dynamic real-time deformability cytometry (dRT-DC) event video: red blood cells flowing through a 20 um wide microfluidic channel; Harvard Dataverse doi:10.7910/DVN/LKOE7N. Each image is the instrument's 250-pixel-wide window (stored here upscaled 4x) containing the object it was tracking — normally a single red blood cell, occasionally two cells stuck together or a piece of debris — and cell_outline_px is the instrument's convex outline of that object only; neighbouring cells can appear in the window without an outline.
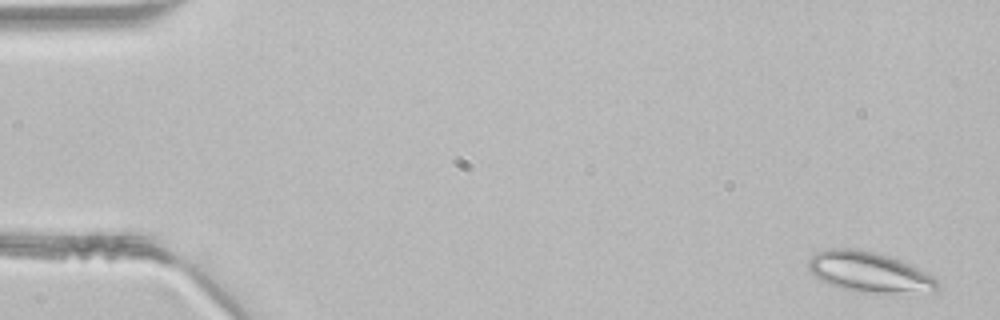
{"species": "common noctule bat (a hibernating species)", "species_latin": "Nyctalus noctula", "temperature_condition": "room temperature", "stored_images_in_passage": 13, "camera_frame_rate_fps": 3000, "um_per_image_px": 0.085, "animal": {"sex": "male", "body_mass_g": 21.5, "forearm_length_mm": 52.0}, "frame": {"image": 1, "passage_image": 1, "time_ms": 0.0, "image_size_px": [1000, 320], "cell_outline_px": [[940, 284], [936, 292], [856, 292], [840, 288], [820, 280], [808, 268], [808, 260], [816, 252], [828, 248], [852, 248], [872, 252], [888, 256], [908, 264], [940, 280]], "centroid_in_image_um": [73.87, 23.13], "position_along_channel_um": 11.1, "area_um2": 30.0}}